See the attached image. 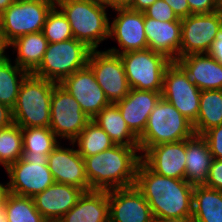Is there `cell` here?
Segmentation results:
<instances>
[{
    "label": "cell",
    "instance_id": "cell-31",
    "mask_svg": "<svg viewBox=\"0 0 222 222\" xmlns=\"http://www.w3.org/2000/svg\"><path fill=\"white\" fill-rule=\"evenodd\" d=\"M23 155L49 154L59 140L49 127L22 128Z\"/></svg>",
    "mask_w": 222,
    "mask_h": 222
},
{
    "label": "cell",
    "instance_id": "cell-10",
    "mask_svg": "<svg viewBox=\"0 0 222 222\" xmlns=\"http://www.w3.org/2000/svg\"><path fill=\"white\" fill-rule=\"evenodd\" d=\"M222 29V10L181 19L180 57L209 53Z\"/></svg>",
    "mask_w": 222,
    "mask_h": 222
},
{
    "label": "cell",
    "instance_id": "cell-28",
    "mask_svg": "<svg viewBox=\"0 0 222 222\" xmlns=\"http://www.w3.org/2000/svg\"><path fill=\"white\" fill-rule=\"evenodd\" d=\"M219 125H222V90H201L198 117L193 124L194 133L203 135Z\"/></svg>",
    "mask_w": 222,
    "mask_h": 222
},
{
    "label": "cell",
    "instance_id": "cell-9",
    "mask_svg": "<svg viewBox=\"0 0 222 222\" xmlns=\"http://www.w3.org/2000/svg\"><path fill=\"white\" fill-rule=\"evenodd\" d=\"M48 155H23L21 159L8 166V192L34 197L52 185L55 180L48 167Z\"/></svg>",
    "mask_w": 222,
    "mask_h": 222
},
{
    "label": "cell",
    "instance_id": "cell-26",
    "mask_svg": "<svg viewBox=\"0 0 222 222\" xmlns=\"http://www.w3.org/2000/svg\"><path fill=\"white\" fill-rule=\"evenodd\" d=\"M92 121L109 135L115 145L139 146L138 138L128 128L115 103L103 108Z\"/></svg>",
    "mask_w": 222,
    "mask_h": 222
},
{
    "label": "cell",
    "instance_id": "cell-42",
    "mask_svg": "<svg viewBox=\"0 0 222 222\" xmlns=\"http://www.w3.org/2000/svg\"><path fill=\"white\" fill-rule=\"evenodd\" d=\"M156 1L157 0H133V2L127 8L134 11L143 12Z\"/></svg>",
    "mask_w": 222,
    "mask_h": 222
},
{
    "label": "cell",
    "instance_id": "cell-32",
    "mask_svg": "<svg viewBox=\"0 0 222 222\" xmlns=\"http://www.w3.org/2000/svg\"><path fill=\"white\" fill-rule=\"evenodd\" d=\"M3 207L8 222H47L36 209L33 197L8 192Z\"/></svg>",
    "mask_w": 222,
    "mask_h": 222
},
{
    "label": "cell",
    "instance_id": "cell-43",
    "mask_svg": "<svg viewBox=\"0 0 222 222\" xmlns=\"http://www.w3.org/2000/svg\"><path fill=\"white\" fill-rule=\"evenodd\" d=\"M8 44L4 41L3 35L1 33V28H0V62L3 61L7 55H5V49H7Z\"/></svg>",
    "mask_w": 222,
    "mask_h": 222
},
{
    "label": "cell",
    "instance_id": "cell-7",
    "mask_svg": "<svg viewBox=\"0 0 222 222\" xmlns=\"http://www.w3.org/2000/svg\"><path fill=\"white\" fill-rule=\"evenodd\" d=\"M55 0H16L0 15V28L9 45L22 35L40 32Z\"/></svg>",
    "mask_w": 222,
    "mask_h": 222
},
{
    "label": "cell",
    "instance_id": "cell-49",
    "mask_svg": "<svg viewBox=\"0 0 222 222\" xmlns=\"http://www.w3.org/2000/svg\"><path fill=\"white\" fill-rule=\"evenodd\" d=\"M0 222H8L6 212L3 206L0 207Z\"/></svg>",
    "mask_w": 222,
    "mask_h": 222
},
{
    "label": "cell",
    "instance_id": "cell-17",
    "mask_svg": "<svg viewBox=\"0 0 222 222\" xmlns=\"http://www.w3.org/2000/svg\"><path fill=\"white\" fill-rule=\"evenodd\" d=\"M48 167L55 182L77 187L83 192L90 191L84 158L77 149L64 148L59 142L48 155Z\"/></svg>",
    "mask_w": 222,
    "mask_h": 222
},
{
    "label": "cell",
    "instance_id": "cell-11",
    "mask_svg": "<svg viewBox=\"0 0 222 222\" xmlns=\"http://www.w3.org/2000/svg\"><path fill=\"white\" fill-rule=\"evenodd\" d=\"M92 119L76 99L60 84L53 87L50 107V129L56 137L72 142Z\"/></svg>",
    "mask_w": 222,
    "mask_h": 222
},
{
    "label": "cell",
    "instance_id": "cell-16",
    "mask_svg": "<svg viewBox=\"0 0 222 222\" xmlns=\"http://www.w3.org/2000/svg\"><path fill=\"white\" fill-rule=\"evenodd\" d=\"M109 222H152V210L135 186L108 191Z\"/></svg>",
    "mask_w": 222,
    "mask_h": 222
},
{
    "label": "cell",
    "instance_id": "cell-6",
    "mask_svg": "<svg viewBox=\"0 0 222 222\" xmlns=\"http://www.w3.org/2000/svg\"><path fill=\"white\" fill-rule=\"evenodd\" d=\"M90 52V48L75 38L49 43L40 65L32 74L60 84L87 65Z\"/></svg>",
    "mask_w": 222,
    "mask_h": 222
},
{
    "label": "cell",
    "instance_id": "cell-47",
    "mask_svg": "<svg viewBox=\"0 0 222 222\" xmlns=\"http://www.w3.org/2000/svg\"><path fill=\"white\" fill-rule=\"evenodd\" d=\"M16 0H0V15Z\"/></svg>",
    "mask_w": 222,
    "mask_h": 222
},
{
    "label": "cell",
    "instance_id": "cell-14",
    "mask_svg": "<svg viewBox=\"0 0 222 222\" xmlns=\"http://www.w3.org/2000/svg\"><path fill=\"white\" fill-rule=\"evenodd\" d=\"M117 16L109 26V38L116 39L121 49L112 47L107 51L122 54L148 48L144 30V13L128 8H114Z\"/></svg>",
    "mask_w": 222,
    "mask_h": 222
},
{
    "label": "cell",
    "instance_id": "cell-34",
    "mask_svg": "<svg viewBox=\"0 0 222 222\" xmlns=\"http://www.w3.org/2000/svg\"><path fill=\"white\" fill-rule=\"evenodd\" d=\"M42 33L49 43H57L73 38L71 26L66 16L56 5L47 15Z\"/></svg>",
    "mask_w": 222,
    "mask_h": 222
},
{
    "label": "cell",
    "instance_id": "cell-29",
    "mask_svg": "<svg viewBox=\"0 0 222 222\" xmlns=\"http://www.w3.org/2000/svg\"><path fill=\"white\" fill-rule=\"evenodd\" d=\"M28 74L16 63L12 65L11 58L6 57L0 62V103L11 109L15 106L20 86Z\"/></svg>",
    "mask_w": 222,
    "mask_h": 222
},
{
    "label": "cell",
    "instance_id": "cell-51",
    "mask_svg": "<svg viewBox=\"0 0 222 222\" xmlns=\"http://www.w3.org/2000/svg\"><path fill=\"white\" fill-rule=\"evenodd\" d=\"M0 164L3 165V167H4L5 170H6L7 167H6L1 161H0Z\"/></svg>",
    "mask_w": 222,
    "mask_h": 222
},
{
    "label": "cell",
    "instance_id": "cell-46",
    "mask_svg": "<svg viewBox=\"0 0 222 222\" xmlns=\"http://www.w3.org/2000/svg\"><path fill=\"white\" fill-rule=\"evenodd\" d=\"M133 0H114V8H127Z\"/></svg>",
    "mask_w": 222,
    "mask_h": 222
},
{
    "label": "cell",
    "instance_id": "cell-8",
    "mask_svg": "<svg viewBox=\"0 0 222 222\" xmlns=\"http://www.w3.org/2000/svg\"><path fill=\"white\" fill-rule=\"evenodd\" d=\"M119 55L130 88L162 92L164 73L171 60L149 48Z\"/></svg>",
    "mask_w": 222,
    "mask_h": 222
},
{
    "label": "cell",
    "instance_id": "cell-48",
    "mask_svg": "<svg viewBox=\"0 0 222 222\" xmlns=\"http://www.w3.org/2000/svg\"><path fill=\"white\" fill-rule=\"evenodd\" d=\"M92 1L114 9V0H92Z\"/></svg>",
    "mask_w": 222,
    "mask_h": 222
},
{
    "label": "cell",
    "instance_id": "cell-22",
    "mask_svg": "<svg viewBox=\"0 0 222 222\" xmlns=\"http://www.w3.org/2000/svg\"><path fill=\"white\" fill-rule=\"evenodd\" d=\"M176 62L200 90H222V64L209 53L185 55Z\"/></svg>",
    "mask_w": 222,
    "mask_h": 222
},
{
    "label": "cell",
    "instance_id": "cell-38",
    "mask_svg": "<svg viewBox=\"0 0 222 222\" xmlns=\"http://www.w3.org/2000/svg\"><path fill=\"white\" fill-rule=\"evenodd\" d=\"M192 14L212 13L221 10L214 0H187Z\"/></svg>",
    "mask_w": 222,
    "mask_h": 222
},
{
    "label": "cell",
    "instance_id": "cell-20",
    "mask_svg": "<svg viewBox=\"0 0 222 222\" xmlns=\"http://www.w3.org/2000/svg\"><path fill=\"white\" fill-rule=\"evenodd\" d=\"M83 191L77 187L54 182L33 197L36 209L46 221L58 222L77 202Z\"/></svg>",
    "mask_w": 222,
    "mask_h": 222
},
{
    "label": "cell",
    "instance_id": "cell-41",
    "mask_svg": "<svg viewBox=\"0 0 222 222\" xmlns=\"http://www.w3.org/2000/svg\"><path fill=\"white\" fill-rule=\"evenodd\" d=\"M209 54L222 64V29L220 36L214 41Z\"/></svg>",
    "mask_w": 222,
    "mask_h": 222
},
{
    "label": "cell",
    "instance_id": "cell-40",
    "mask_svg": "<svg viewBox=\"0 0 222 222\" xmlns=\"http://www.w3.org/2000/svg\"><path fill=\"white\" fill-rule=\"evenodd\" d=\"M12 123H14L12 109L3 103H0V129L8 127Z\"/></svg>",
    "mask_w": 222,
    "mask_h": 222
},
{
    "label": "cell",
    "instance_id": "cell-45",
    "mask_svg": "<svg viewBox=\"0 0 222 222\" xmlns=\"http://www.w3.org/2000/svg\"><path fill=\"white\" fill-rule=\"evenodd\" d=\"M152 222H192L191 220H179V219H170V218H163V217H153Z\"/></svg>",
    "mask_w": 222,
    "mask_h": 222
},
{
    "label": "cell",
    "instance_id": "cell-39",
    "mask_svg": "<svg viewBox=\"0 0 222 222\" xmlns=\"http://www.w3.org/2000/svg\"><path fill=\"white\" fill-rule=\"evenodd\" d=\"M173 9L179 19L185 18L192 13L187 0H164Z\"/></svg>",
    "mask_w": 222,
    "mask_h": 222
},
{
    "label": "cell",
    "instance_id": "cell-25",
    "mask_svg": "<svg viewBox=\"0 0 222 222\" xmlns=\"http://www.w3.org/2000/svg\"><path fill=\"white\" fill-rule=\"evenodd\" d=\"M49 42L42 31L19 36L8 46L16 51L15 63L32 73L41 63Z\"/></svg>",
    "mask_w": 222,
    "mask_h": 222
},
{
    "label": "cell",
    "instance_id": "cell-5",
    "mask_svg": "<svg viewBox=\"0 0 222 222\" xmlns=\"http://www.w3.org/2000/svg\"><path fill=\"white\" fill-rule=\"evenodd\" d=\"M193 124L163 97L151 111L147 126L138 138L143 154L149 147L186 140L194 135Z\"/></svg>",
    "mask_w": 222,
    "mask_h": 222
},
{
    "label": "cell",
    "instance_id": "cell-1",
    "mask_svg": "<svg viewBox=\"0 0 222 222\" xmlns=\"http://www.w3.org/2000/svg\"><path fill=\"white\" fill-rule=\"evenodd\" d=\"M135 186L144 195L153 216L191 220L194 185L186 180L159 175L141 160Z\"/></svg>",
    "mask_w": 222,
    "mask_h": 222
},
{
    "label": "cell",
    "instance_id": "cell-12",
    "mask_svg": "<svg viewBox=\"0 0 222 222\" xmlns=\"http://www.w3.org/2000/svg\"><path fill=\"white\" fill-rule=\"evenodd\" d=\"M201 90L189 79L184 69L172 61L165 73L162 97L194 124L198 117Z\"/></svg>",
    "mask_w": 222,
    "mask_h": 222
},
{
    "label": "cell",
    "instance_id": "cell-21",
    "mask_svg": "<svg viewBox=\"0 0 222 222\" xmlns=\"http://www.w3.org/2000/svg\"><path fill=\"white\" fill-rule=\"evenodd\" d=\"M144 30L150 50L171 61L180 58L181 21H160L144 15Z\"/></svg>",
    "mask_w": 222,
    "mask_h": 222
},
{
    "label": "cell",
    "instance_id": "cell-15",
    "mask_svg": "<svg viewBox=\"0 0 222 222\" xmlns=\"http://www.w3.org/2000/svg\"><path fill=\"white\" fill-rule=\"evenodd\" d=\"M60 85L76 99L82 111L91 119L110 104L88 65L66 77Z\"/></svg>",
    "mask_w": 222,
    "mask_h": 222
},
{
    "label": "cell",
    "instance_id": "cell-36",
    "mask_svg": "<svg viewBox=\"0 0 222 222\" xmlns=\"http://www.w3.org/2000/svg\"><path fill=\"white\" fill-rule=\"evenodd\" d=\"M202 136L209 145L213 159L222 160V125L209 129Z\"/></svg>",
    "mask_w": 222,
    "mask_h": 222
},
{
    "label": "cell",
    "instance_id": "cell-2",
    "mask_svg": "<svg viewBox=\"0 0 222 222\" xmlns=\"http://www.w3.org/2000/svg\"><path fill=\"white\" fill-rule=\"evenodd\" d=\"M139 146L114 145L85 157V173L91 190L109 191L135 185L141 161Z\"/></svg>",
    "mask_w": 222,
    "mask_h": 222
},
{
    "label": "cell",
    "instance_id": "cell-13",
    "mask_svg": "<svg viewBox=\"0 0 222 222\" xmlns=\"http://www.w3.org/2000/svg\"><path fill=\"white\" fill-rule=\"evenodd\" d=\"M87 65L110 103H117L128 95L130 87L120 55L91 50Z\"/></svg>",
    "mask_w": 222,
    "mask_h": 222
},
{
    "label": "cell",
    "instance_id": "cell-23",
    "mask_svg": "<svg viewBox=\"0 0 222 222\" xmlns=\"http://www.w3.org/2000/svg\"><path fill=\"white\" fill-rule=\"evenodd\" d=\"M58 222H109L108 191L83 192Z\"/></svg>",
    "mask_w": 222,
    "mask_h": 222
},
{
    "label": "cell",
    "instance_id": "cell-44",
    "mask_svg": "<svg viewBox=\"0 0 222 222\" xmlns=\"http://www.w3.org/2000/svg\"><path fill=\"white\" fill-rule=\"evenodd\" d=\"M7 193H8L7 183L6 185L0 183V207L4 205Z\"/></svg>",
    "mask_w": 222,
    "mask_h": 222
},
{
    "label": "cell",
    "instance_id": "cell-37",
    "mask_svg": "<svg viewBox=\"0 0 222 222\" xmlns=\"http://www.w3.org/2000/svg\"><path fill=\"white\" fill-rule=\"evenodd\" d=\"M204 185L222 191V160L213 159L207 181Z\"/></svg>",
    "mask_w": 222,
    "mask_h": 222
},
{
    "label": "cell",
    "instance_id": "cell-35",
    "mask_svg": "<svg viewBox=\"0 0 222 222\" xmlns=\"http://www.w3.org/2000/svg\"><path fill=\"white\" fill-rule=\"evenodd\" d=\"M144 15L160 21H181L164 0H157L143 11Z\"/></svg>",
    "mask_w": 222,
    "mask_h": 222
},
{
    "label": "cell",
    "instance_id": "cell-19",
    "mask_svg": "<svg viewBox=\"0 0 222 222\" xmlns=\"http://www.w3.org/2000/svg\"><path fill=\"white\" fill-rule=\"evenodd\" d=\"M162 97V92L130 88L128 95L115 103L128 128L139 138L148 122L149 115Z\"/></svg>",
    "mask_w": 222,
    "mask_h": 222
},
{
    "label": "cell",
    "instance_id": "cell-3",
    "mask_svg": "<svg viewBox=\"0 0 222 222\" xmlns=\"http://www.w3.org/2000/svg\"><path fill=\"white\" fill-rule=\"evenodd\" d=\"M55 5L66 16L73 38L91 50H97L98 45L109 38L107 6L92 0H55Z\"/></svg>",
    "mask_w": 222,
    "mask_h": 222
},
{
    "label": "cell",
    "instance_id": "cell-50",
    "mask_svg": "<svg viewBox=\"0 0 222 222\" xmlns=\"http://www.w3.org/2000/svg\"><path fill=\"white\" fill-rule=\"evenodd\" d=\"M220 7V9H222V0H214Z\"/></svg>",
    "mask_w": 222,
    "mask_h": 222
},
{
    "label": "cell",
    "instance_id": "cell-18",
    "mask_svg": "<svg viewBox=\"0 0 222 222\" xmlns=\"http://www.w3.org/2000/svg\"><path fill=\"white\" fill-rule=\"evenodd\" d=\"M186 140L149 147L141 160L159 175L185 180Z\"/></svg>",
    "mask_w": 222,
    "mask_h": 222
},
{
    "label": "cell",
    "instance_id": "cell-33",
    "mask_svg": "<svg viewBox=\"0 0 222 222\" xmlns=\"http://www.w3.org/2000/svg\"><path fill=\"white\" fill-rule=\"evenodd\" d=\"M23 157L22 128L16 123L0 129V161L10 166Z\"/></svg>",
    "mask_w": 222,
    "mask_h": 222
},
{
    "label": "cell",
    "instance_id": "cell-24",
    "mask_svg": "<svg viewBox=\"0 0 222 222\" xmlns=\"http://www.w3.org/2000/svg\"><path fill=\"white\" fill-rule=\"evenodd\" d=\"M185 180L192 185H204L207 181L213 156L202 135L194 134L186 139Z\"/></svg>",
    "mask_w": 222,
    "mask_h": 222
},
{
    "label": "cell",
    "instance_id": "cell-30",
    "mask_svg": "<svg viewBox=\"0 0 222 222\" xmlns=\"http://www.w3.org/2000/svg\"><path fill=\"white\" fill-rule=\"evenodd\" d=\"M70 143L73 147L77 144V151L83 158L103 152L115 145L109 135L92 120Z\"/></svg>",
    "mask_w": 222,
    "mask_h": 222
},
{
    "label": "cell",
    "instance_id": "cell-27",
    "mask_svg": "<svg viewBox=\"0 0 222 222\" xmlns=\"http://www.w3.org/2000/svg\"><path fill=\"white\" fill-rule=\"evenodd\" d=\"M192 222H222V191L194 185Z\"/></svg>",
    "mask_w": 222,
    "mask_h": 222
},
{
    "label": "cell",
    "instance_id": "cell-4",
    "mask_svg": "<svg viewBox=\"0 0 222 222\" xmlns=\"http://www.w3.org/2000/svg\"><path fill=\"white\" fill-rule=\"evenodd\" d=\"M56 84L29 73L12 108L13 122L21 128L50 127L51 96Z\"/></svg>",
    "mask_w": 222,
    "mask_h": 222
}]
</instances>
